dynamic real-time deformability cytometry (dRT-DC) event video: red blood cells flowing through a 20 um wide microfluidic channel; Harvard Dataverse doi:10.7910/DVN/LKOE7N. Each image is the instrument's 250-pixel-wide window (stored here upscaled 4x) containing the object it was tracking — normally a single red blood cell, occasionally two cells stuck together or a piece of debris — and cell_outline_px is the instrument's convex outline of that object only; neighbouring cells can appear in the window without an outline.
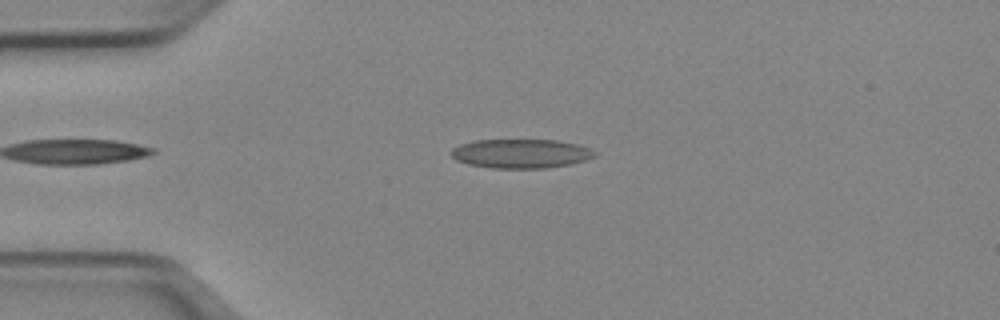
{"species": "Egyptian fruit bat (a non-hibernating species)", "species_latin": "Rousettus aegyptiacus", "temperature_condition": "cold", "stored_images_in_passage": 44, "camera_frame_rate_fps": 3000, "um_per_image_px": 0.085, "animal": {"sex": "female"}, "frame": {"image": 1, "passage_image": 9, "time_ms": 2.667, "image_size_px": [1000, 320], "cell_outline_px": [[596, 156], [572, 164], [548, 168], [492, 168], [468, 164], [456, 160], [448, 152], [452, 148], [460, 144], [472, 140], [556, 140], [576, 144], [592, 148], [596, 152]], "centroid_in_image_um": [44.26, 13.05], "position_along_channel_um": 40.7, "area_um2": 24.57}}
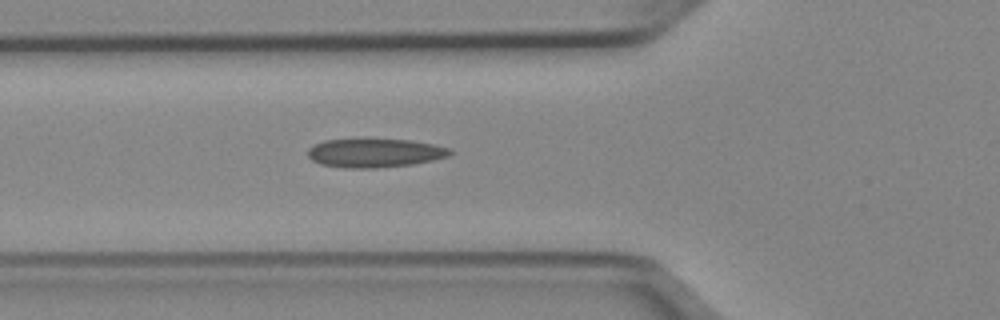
{"frame": {"image": 2, "passage_image": 15, "time_ms": 4.667, "image_size_px": [1000, 320], "cell_outline_px": [[452, 152], [448, 156], [432, 160], [412, 164], [376, 168], [344, 168], [320, 164], [312, 160], [308, 156], [308, 148], [312, 144], [324, 140], [412, 140], [432, 144], [448, 148]], "centroid_in_image_um": [31.8, 13.01], "position_along_channel_um": 94.0, "area_um2": 23.58}}
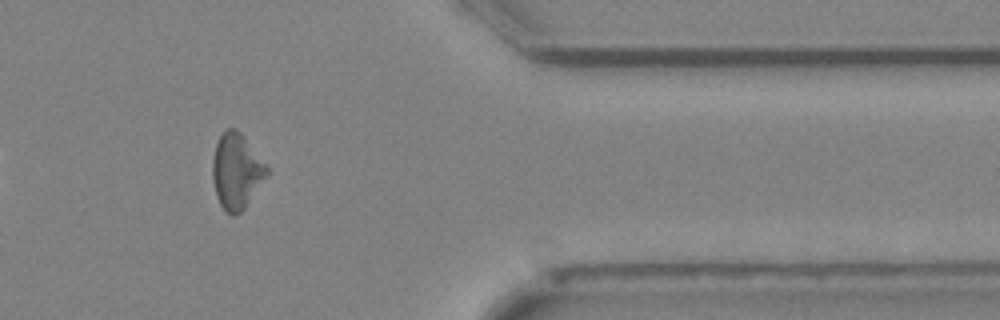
{"frame": {"image": 3, "passage_image": 39, "time_ms": 12.667, "image_size_px": [1000, 320], "cell_outline_px": [[268, 172], [244, 208], [236, 216], [232, 216], [220, 204], [216, 196], [212, 176], [212, 160], [216, 144], [220, 136], [228, 128], [236, 128], [240, 132], [268, 168]], "centroid_in_image_um": [20.06, 14.55], "position_along_channel_um": 391.3, "area_um2": 23.24}, "authors_computed_cell_mechanics": {"area_um2": 23.2645, "velocity_mm_per_s": 3.9719, "shape_relaxation_time_tau1_ms": null, "shape_relaxation_time_tau2_ms": 4.3958, "deformation_change_tau1": null, "deformation_change_tau2": 0.1288}}